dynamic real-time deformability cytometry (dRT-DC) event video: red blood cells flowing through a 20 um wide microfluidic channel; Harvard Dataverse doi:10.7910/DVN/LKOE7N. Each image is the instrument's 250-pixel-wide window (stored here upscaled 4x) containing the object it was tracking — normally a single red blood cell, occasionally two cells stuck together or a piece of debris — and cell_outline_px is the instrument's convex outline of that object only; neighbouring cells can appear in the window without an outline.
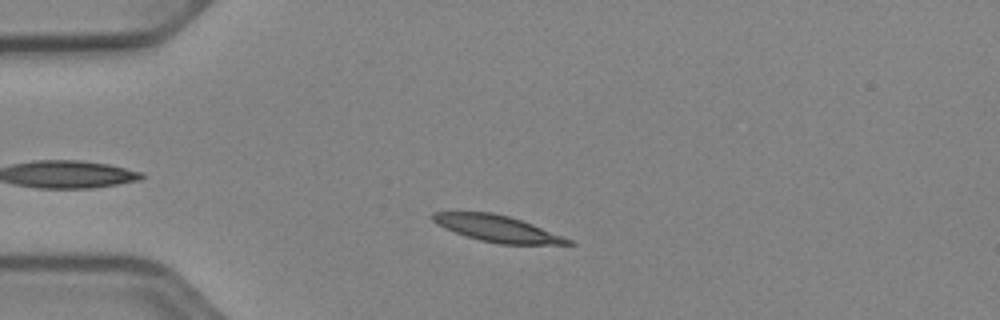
{"species": "Egyptian fruit bat (a non-hibernating species)", "species_latin": "Rousettus aegyptiacus", "temperature_condition": "cold", "stored_images_in_passage": 47, "camera_frame_rate_fps": 3000, "um_per_image_px": 0.085, "animal": {"sex": "female"}, "frame": {"image": 1, "passage_image": 8, "time_ms": 2.333, "image_size_px": [1000, 320], "cell_outline_px": [[576, 244], [500, 244], [480, 240], [444, 228], [436, 224], [432, 220], [432, 212], [492, 212], [508, 216], [532, 224], [572, 240]], "centroid_in_image_um": [42.24, 19.42], "position_along_channel_um": 42.8, "area_um2": 20.46}}
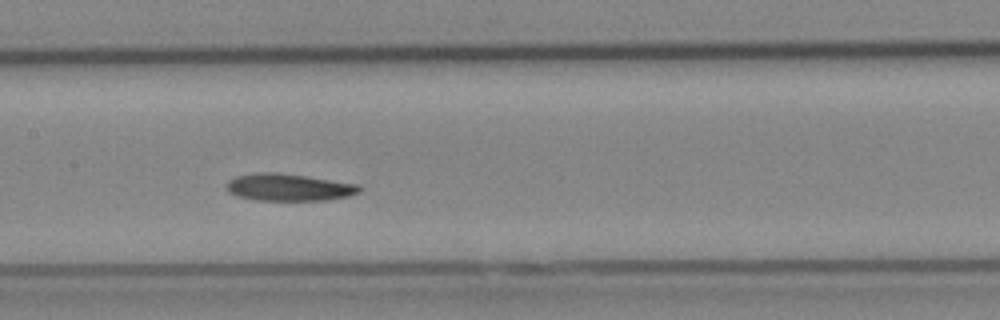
{"frame": {"image": 2, "passage_image": 21, "time_ms": 6.667, "image_size_px": [1000, 320], "cell_outline_px": [[360, 192], [348, 196], [324, 200], [256, 200], [236, 196], [228, 192], [224, 184], [228, 180], [236, 176], [256, 172], [276, 172], [360, 184]], "centroid_in_image_um": [24.49, 15.92], "position_along_channel_um": 182.9, "area_um2": 21.1}}
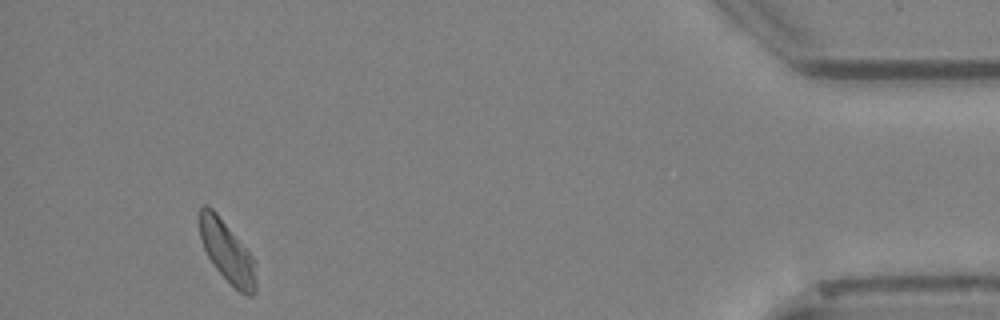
{"frame": {"image": 3, "passage_image": 44, "time_ms": 14.333, "image_size_px": [1000, 320], "cell_outline_px": [[256, 292], [252, 296], [248, 296], [240, 292], [216, 268], [208, 256], [204, 248], [200, 236], [196, 220], [200, 208], [204, 204], [208, 204], [216, 212], [256, 260]], "centroid_in_image_um": [19.29, 21.35], "position_along_channel_um": 415.9, "area_um2": 20.35}, "authors_computed_cell_mechanics": {"area_um2": 20.808, "velocity_mm_per_s": 3.8817, "shape_relaxation_time_tau1_ms": 5.5452, "shape_relaxation_time_tau2_ms": null, "deformation_change_tau1": 0.1269, "deformation_change_tau2": null}}